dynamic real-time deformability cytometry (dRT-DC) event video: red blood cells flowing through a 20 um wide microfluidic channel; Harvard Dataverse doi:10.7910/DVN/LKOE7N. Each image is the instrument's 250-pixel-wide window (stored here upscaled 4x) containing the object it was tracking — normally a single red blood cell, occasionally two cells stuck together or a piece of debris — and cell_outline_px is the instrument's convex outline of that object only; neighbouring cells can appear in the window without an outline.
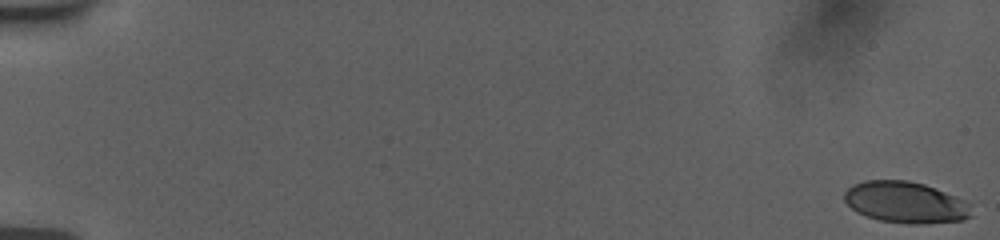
{"species": "human", "species_latin": "Homo sapiens", "temperature_condition": "room temperature", "stored_images_in_passage": 57, "camera_frame_rate_fps": 3000, "um_per_image_px": 0.085, "donor": {"sex": "female"}, "frame": {"image": 1, "passage_image": 1, "time_ms": 0.0, "image_size_px": [1000, 240], "cell_outline_px": [[972, 216], [964, 220], [924, 224], [912, 224], [880, 220], [856, 212], [844, 200], [844, 192], [852, 184], [864, 180], [908, 180], [924, 184], [964, 200], [972, 204]], "centroid_in_image_um": [76.99, 17.2], "position_along_channel_um": 8.0, "area_um2": 30.75}}
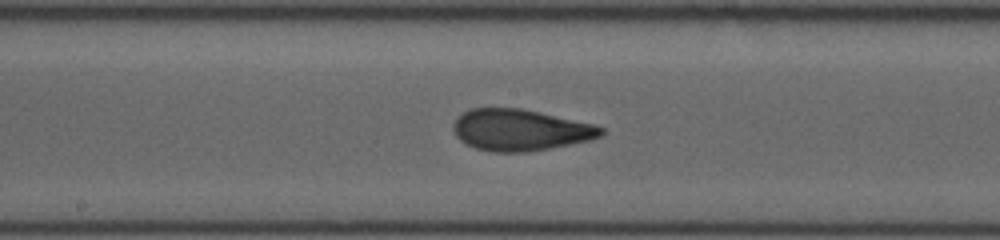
{"frame": {"image": 2, "passage_image": 32, "time_ms": 10.333, "image_size_px": [1000, 240], "cell_outline_px": [[604, 132], [600, 136], [592, 140], [548, 148], [524, 152], [492, 152], [476, 148], [464, 144], [456, 136], [452, 128], [452, 124], [464, 112], [472, 108], [520, 108], [540, 112], [596, 124], [604, 128]], "centroid_in_image_um": [44.23, 11.05], "position_along_channel_um": 204.0, "area_um2": 35.72}}
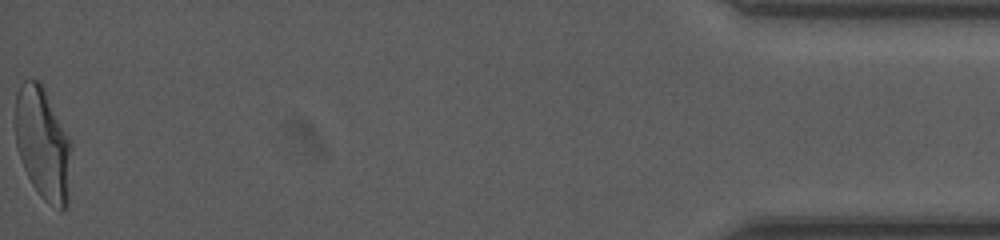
{"frame": {"image": 3, "passage_image": 57, "time_ms": 18.667, "image_size_px": [1000, 240], "cell_outline_px": [[72, 148], [68, 204], [60, 212], [44, 200], [40, 196], [32, 184], [24, 168], [16, 144], [16, 92], [20, 84], [24, 80], [40, 80], [72, 144]], "centroid_in_image_um": [3.66, 12.25], "position_along_channel_um": 431.5, "area_um2": 36.76}, "authors_computed_cell_mechanics": {"area_um2": 34.6222, "velocity_mm_per_s": 3.7588, "shape_relaxation_time_tau1_ms": 5.2935, "shape_relaxation_time_tau2_ms": 1.1092, "deformation_change_tau1": 0.1958, "deformation_change_tau2": 0.0804}}